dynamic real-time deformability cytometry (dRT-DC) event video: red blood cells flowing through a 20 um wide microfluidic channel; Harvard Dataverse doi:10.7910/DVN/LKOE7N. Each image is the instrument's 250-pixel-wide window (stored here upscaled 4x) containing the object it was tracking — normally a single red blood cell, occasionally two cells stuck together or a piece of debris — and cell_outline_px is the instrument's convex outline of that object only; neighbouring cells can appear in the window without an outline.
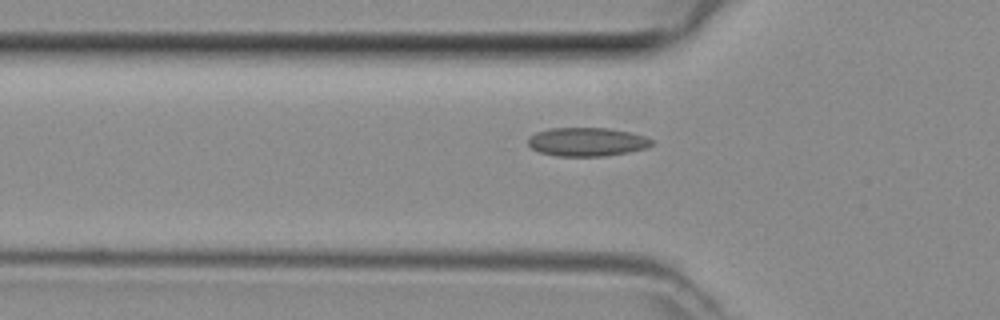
{"species": "common noctule bat (a hibernating species)", "species_latin": "Nyctalus noctula", "temperature_condition": "room temperature", "stored_images_in_passage": 34, "camera_frame_rate_fps": 3000, "um_per_image_px": 0.085, "animal": {"sex": "female", "body_mass_g": 29.2, "forearm_length_mm": 56.3}, "frame": {"image": 1, "passage_image": 7, "time_ms": 2.0, "image_size_px": [1000, 320], "cell_outline_px": [[652, 144], [648, 148], [628, 152], [604, 156], [556, 156], [540, 152], [532, 148], [528, 144], [528, 136], [536, 132], [548, 128], [608, 128], [632, 132], [644, 136], [652, 140]], "centroid_in_image_um": [49.88, 12.05], "position_along_channel_um": 75.9, "area_um2": 20.75}}
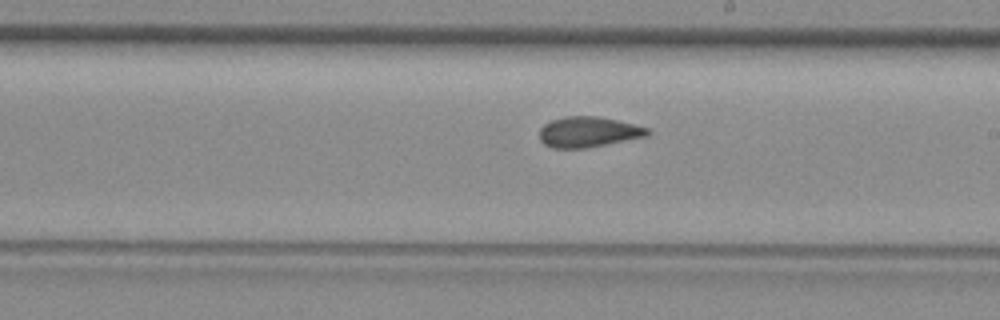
{"frame": {"image": 2, "passage_image": 18, "time_ms": 5.667, "image_size_px": [1000, 320], "cell_outline_px": [[652, 132], [648, 136], [588, 148], [552, 148], [544, 144], [540, 140], [540, 128], [544, 124], [552, 120], [564, 116], [596, 116], [616, 120], [648, 128]], "centroid_in_image_um": [50.01, 11.22], "position_along_channel_um": 239.0, "area_um2": 19.25}}
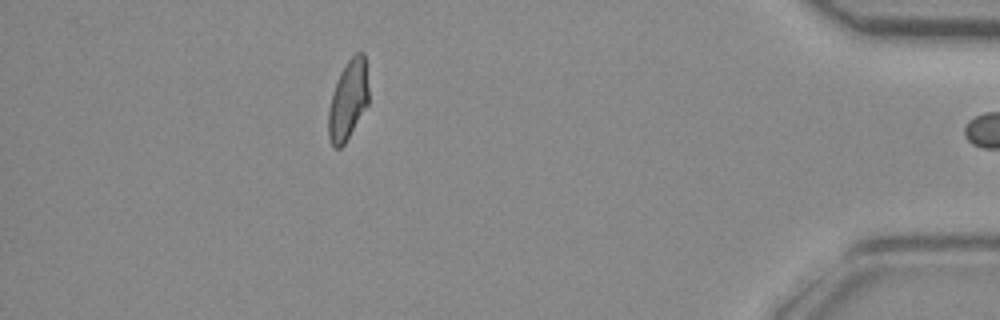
{"frame": {"image": 3, "passage_image": 33, "time_ms": 10.667, "image_size_px": [1000, 320], "cell_outline_px": [[368, 104], [344, 144], [340, 148], [336, 148], [332, 144], [328, 136], [328, 112], [332, 92], [340, 72], [348, 60], [356, 52], [364, 52], [368, 88]], "centroid_in_image_um": [29.58, 8.49], "position_along_channel_um": 405.6, "area_um2": 18.5}}